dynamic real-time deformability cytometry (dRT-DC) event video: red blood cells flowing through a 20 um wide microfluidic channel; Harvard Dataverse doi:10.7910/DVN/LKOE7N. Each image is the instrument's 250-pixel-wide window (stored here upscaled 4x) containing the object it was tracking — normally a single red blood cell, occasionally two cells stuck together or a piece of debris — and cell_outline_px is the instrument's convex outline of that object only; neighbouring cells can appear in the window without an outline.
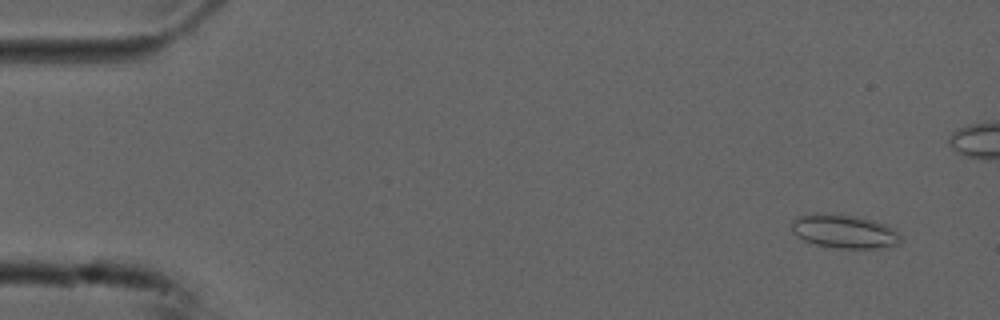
{"species": "common noctule bat (a hibernating species)", "species_latin": "Nyctalus noctula", "temperature_condition": "cold", "stored_images_in_passage": 56, "camera_frame_rate_fps": 3000, "um_per_image_px": 0.085, "animal": {"sex": "male", "forearm_length_mm": 52.5}, "frame": {"image": 1, "passage_image": 4, "time_ms": 1.0, "image_size_px": [1000, 320], "cell_outline_px": [[900, 244], [876, 248], [840, 248], [816, 244], [804, 240], [792, 232], [792, 220], [800, 216], [816, 212], [856, 216], [872, 220], [884, 224], [896, 232], [900, 236]], "centroid_in_image_um": [71.73, 19.66], "position_along_channel_um": 13.3, "area_um2": 21.1}}
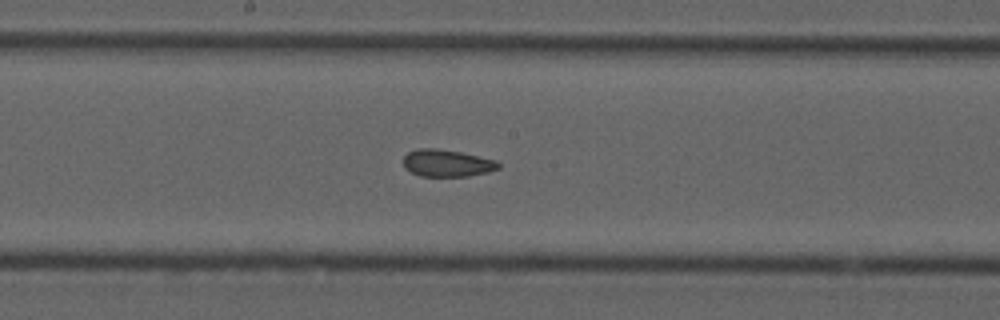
{"frame": {"image": 2, "passage_image": 29, "time_ms": 9.333, "image_size_px": [1000, 320], "cell_outline_px": [[500, 168], [488, 172], [468, 176], [420, 176], [404, 168], [404, 156], [408, 152], [416, 148], [436, 148], [460, 152], [496, 160], [500, 164]], "centroid_in_image_um": [37.98, 13.86], "position_along_channel_um": 210.2, "area_um2": 15.03}}
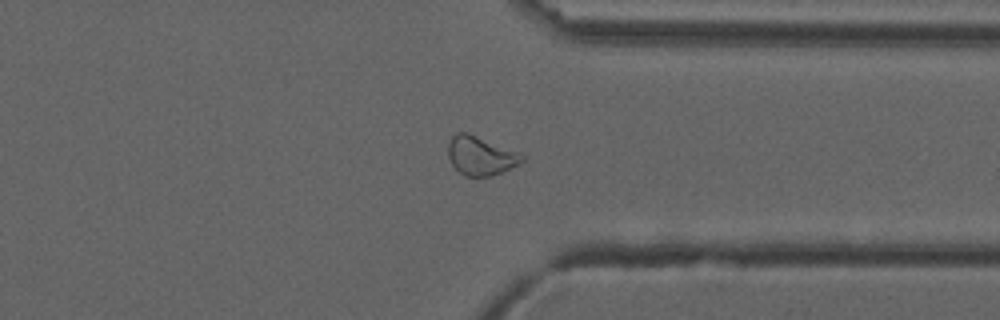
{"frame": {"image": 3, "passage_image": 42, "time_ms": 13.667, "image_size_px": [1000, 320], "cell_outline_px": [[524, 160], [492, 176], [464, 176], [452, 164], [448, 156], [448, 144], [452, 136], [456, 132], [468, 132], [520, 152], [524, 156]], "centroid_in_image_um": [40.83, 13.21], "position_along_channel_um": 370.6, "area_um2": 16.65}, "authors_computed_cell_mechanics": {"area_um2": 17.6579, "velocity_mm_per_s": 3.7446, "shape_relaxation_time_tau1_ms": null, "shape_relaxation_time_tau2_ms": 2.1561, "deformation_change_tau1": null, "deformation_change_tau2": 0.0706}}